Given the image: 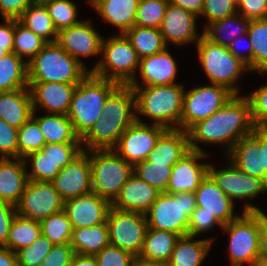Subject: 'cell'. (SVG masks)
<instances>
[{
  "label": "cell",
  "instance_id": "6da1fadb",
  "mask_svg": "<svg viewBox=\"0 0 267 266\" xmlns=\"http://www.w3.org/2000/svg\"><path fill=\"white\" fill-rule=\"evenodd\" d=\"M255 126L251 117V103L246 96L234 95L220 110L196 123L188 131L190 150L205 152L198 144H223L229 152ZM199 142V143H198Z\"/></svg>",
  "mask_w": 267,
  "mask_h": 266
},
{
  "label": "cell",
  "instance_id": "7a4b0ae2",
  "mask_svg": "<svg viewBox=\"0 0 267 266\" xmlns=\"http://www.w3.org/2000/svg\"><path fill=\"white\" fill-rule=\"evenodd\" d=\"M135 95L136 118L152 119L166 129H180L184 86L180 83L148 87H131Z\"/></svg>",
  "mask_w": 267,
  "mask_h": 266
},
{
  "label": "cell",
  "instance_id": "3957f363",
  "mask_svg": "<svg viewBox=\"0 0 267 266\" xmlns=\"http://www.w3.org/2000/svg\"><path fill=\"white\" fill-rule=\"evenodd\" d=\"M116 82L89 72L76 86L68 117L76 134L82 138L103 115L107 97L118 87Z\"/></svg>",
  "mask_w": 267,
  "mask_h": 266
},
{
  "label": "cell",
  "instance_id": "277c9868",
  "mask_svg": "<svg viewBox=\"0 0 267 266\" xmlns=\"http://www.w3.org/2000/svg\"><path fill=\"white\" fill-rule=\"evenodd\" d=\"M27 66L28 82L78 84L90 72L56 42L47 43Z\"/></svg>",
  "mask_w": 267,
  "mask_h": 266
},
{
  "label": "cell",
  "instance_id": "5b68a950",
  "mask_svg": "<svg viewBox=\"0 0 267 266\" xmlns=\"http://www.w3.org/2000/svg\"><path fill=\"white\" fill-rule=\"evenodd\" d=\"M101 59L90 70L95 76L129 85L137 77L140 58L124 33L102 41Z\"/></svg>",
  "mask_w": 267,
  "mask_h": 266
},
{
  "label": "cell",
  "instance_id": "8992f818",
  "mask_svg": "<svg viewBox=\"0 0 267 266\" xmlns=\"http://www.w3.org/2000/svg\"><path fill=\"white\" fill-rule=\"evenodd\" d=\"M221 229L229 235L228 254L231 266H257L259 260L260 228L258 207L245 203L243 213Z\"/></svg>",
  "mask_w": 267,
  "mask_h": 266
},
{
  "label": "cell",
  "instance_id": "52a82bcc",
  "mask_svg": "<svg viewBox=\"0 0 267 266\" xmlns=\"http://www.w3.org/2000/svg\"><path fill=\"white\" fill-rule=\"evenodd\" d=\"M195 209L194 192H162L145 214L147 225L153 230H165L180 237L186 236L189 219Z\"/></svg>",
  "mask_w": 267,
  "mask_h": 266
},
{
  "label": "cell",
  "instance_id": "ba28073f",
  "mask_svg": "<svg viewBox=\"0 0 267 266\" xmlns=\"http://www.w3.org/2000/svg\"><path fill=\"white\" fill-rule=\"evenodd\" d=\"M196 47L200 64L210 83L226 87L234 95H239L236 82L243 72H249L248 67L227 47L213 43L204 35L196 43Z\"/></svg>",
  "mask_w": 267,
  "mask_h": 266
},
{
  "label": "cell",
  "instance_id": "9c48e42d",
  "mask_svg": "<svg viewBox=\"0 0 267 266\" xmlns=\"http://www.w3.org/2000/svg\"><path fill=\"white\" fill-rule=\"evenodd\" d=\"M88 151L92 191L112 203L133 174V165L125 161L113 149Z\"/></svg>",
  "mask_w": 267,
  "mask_h": 266
},
{
  "label": "cell",
  "instance_id": "30bf717a",
  "mask_svg": "<svg viewBox=\"0 0 267 266\" xmlns=\"http://www.w3.org/2000/svg\"><path fill=\"white\" fill-rule=\"evenodd\" d=\"M233 96L229 89L215 84L184 91L180 129L187 132L193 125L220 110Z\"/></svg>",
  "mask_w": 267,
  "mask_h": 266
},
{
  "label": "cell",
  "instance_id": "8fae6325",
  "mask_svg": "<svg viewBox=\"0 0 267 266\" xmlns=\"http://www.w3.org/2000/svg\"><path fill=\"white\" fill-rule=\"evenodd\" d=\"M106 224L110 244L138 257L148 228L145 214L110 206Z\"/></svg>",
  "mask_w": 267,
  "mask_h": 266
},
{
  "label": "cell",
  "instance_id": "7c38bea8",
  "mask_svg": "<svg viewBox=\"0 0 267 266\" xmlns=\"http://www.w3.org/2000/svg\"><path fill=\"white\" fill-rule=\"evenodd\" d=\"M64 203L51 182L28 180L15 208L16 214L22 217L41 221L64 210Z\"/></svg>",
  "mask_w": 267,
  "mask_h": 266
},
{
  "label": "cell",
  "instance_id": "4fadbf2b",
  "mask_svg": "<svg viewBox=\"0 0 267 266\" xmlns=\"http://www.w3.org/2000/svg\"><path fill=\"white\" fill-rule=\"evenodd\" d=\"M166 128L151 125L140 117L131 124L120 136L119 142L113 150L125 161L133 166L148 158L149 153L155 147L159 136Z\"/></svg>",
  "mask_w": 267,
  "mask_h": 266
},
{
  "label": "cell",
  "instance_id": "5bb4252c",
  "mask_svg": "<svg viewBox=\"0 0 267 266\" xmlns=\"http://www.w3.org/2000/svg\"><path fill=\"white\" fill-rule=\"evenodd\" d=\"M227 162L230 166L219 170L209 163L208 175L233 202L236 199L253 200L258 195L267 192L263 180L244 173L228 159Z\"/></svg>",
  "mask_w": 267,
  "mask_h": 266
},
{
  "label": "cell",
  "instance_id": "9a60e30c",
  "mask_svg": "<svg viewBox=\"0 0 267 266\" xmlns=\"http://www.w3.org/2000/svg\"><path fill=\"white\" fill-rule=\"evenodd\" d=\"M103 37L97 32L90 20L63 28L58 31L56 43L83 66L80 57L101 54Z\"/></svg>",
  "mask_w": 267,
  "mask_h": 266
},
{
  "label": "cell",
  "instance_id": "2e32d148",
  "mask_svg": "<svg viewBox=\"0 0 267 266\" xmlns=\"http://www.w3.org/2000/svg\"><path fill=\"white\" fill-rule=\"evenodd\" d=\"M51 183L64 200L90 193L92 176L89 152L82 150L60 170Z\"/></svg>",
  "mask_w": 267,
  "mask_h": 266
},
{
  "label": "cell",
  "instance_id": "e0dca14e",
  "mask_svg": "<svg viewBox=\"0 0 267 266\" xmlns=\"http://www.w3.org/2000/svg\"><path fill=\"white\" fill-rule=\"evenodd\" d=\"M206 152L190 150L172 166L166 193L195 192L208 174L209 163H201Z\"/></svg>",
  "mask_w": 267,
  "mask_h": 266
},
{
  "label": "cell",
  "instance_id": "ac0fdd59",
  "mask_svg": "<svg viewBox=\"0 0 267 266\" xmlns=\"http://www.w3.org/2000/svg\"><path fill=\"white\" fill-rule=\"evenodd\" d=\"M197 18L198 16L192 12L169 2L159 26L166 45L172 43V45L182 46L193 41L196 44L203 35V33H197Z\"/></svg>",
  "mask_w": 267,
  "mask_h": 266
},
{
  "label": "cell",
  "instance_id": "d6986e66",
  "mask_svg": "<svg viewBox=\"0 0 267 266\" xmlns=\"http://www.w3.org/2000/svg\"><path fill=\"white\" fill-rule=\"evenodd\" d=\"M111 203L91 191L65 200L64 211L72 228L91 227L106 222Z\"/></svg>",
  "mask_w": 267,
  "mask_h": 266
},
{
  "label": "cell",
  "instance_id": "ffe728a7",
  "mask_svg": "<svg viewBox=\"0 0 267 266\" xmlns=\"http://www.w3.org/2000/svg\"><path fill=\"white\" fill-rule=\"evenodd\" d=\"M76 86L59 82H28L33 111L40 107L46 109V113L67 115Z\"/></svg>",
  "mask_w": 267,
  "mask_h": 266
},
{
  "label": "cell",
  "instance_id": "44dd1931",
  "mask_svg": "<svg viewBox=\"0 0 267 266\" xmlns=\"http://www.w3.org/2000/svg\"><path fill=\"white\" fill-rule=\"evenodd\" d=\"M226 157L239 170L264 181L266 170L262 159L261 127H255L250 135L241 138Z\"/></svg>",
  "mask_w": 267,
  "mask_h": 266
},
{
  "label": "cell",
  "instance_id": "7402d4cb",
  "mask_svg": "<svg viewBox=\"0 0 267 266\" xmlns=\"http://www.w3.org/2000/svg\"><path fill=\"white\" fill-rule=\"evenodd\" d=\"M167 49L165 48L157 54L141 58L138 67L140 75L138 76L141 77L143 83L139 84L138 79L134 78L129 86L141 87L145 85L144 87H148L176 84L177 61Z\"/></svg>",
  "mask_w": 267,
  "mask_h": 266
},
{
  "label": "cell",
  "instance_id": "603a6c76",
  "mask_svg": "<svg viewBox=\"0 0 267 266\" xmlns=\"http://www.w3.org/2000/svg\"><path fill=\"white\" fill-rule=\"evenodd\" d=\"M194 194L196 206L202 207L203 211L209 214H213L222 226L239 217V214H234L235 203L224 194L208 174Z\"/></svg>",
  "mask_w": 267,
  "mask_h": 266
},
{
  "label": "cell",
  "instance_id": "cb8c5ba5",
  "mask_svg": "<svg viewBox=\"0 0 267 266\" xmlns=\"http://www.w3.org/2000/svg\"><path fill=\"white\" fill-rule=\"evenodd\" d=\"M160 193L146 181L132 174L111 206L124 211L146 214Z\"/></svg>",
  "mask_w": 267,
  "mask_h": 266
},
{
  "label": "cell",
  "instance_id": "d4e9b609",
  "mask_svg": "<svg viewBox=\"0 0 267 266\" xmlns=\"http://www.w3.org/2000/svg\"><path fill=\"white\" fill-rule=\"evenodd\" d=\"M26 168L23 158H0V200L19 202L28 182Z\"/></svg>",
  "mask_w": 267,
  "mask_h": 266
},
{
  "label": "cell",
  "instance_id": "484cf974",
  "mask_svg": "<svg viewBox=\"0 0 267 266\" xmlns=\"http://www.w3.org/2000/svg\"><path fill=\"white\" fill-rule=\"evenodd\" d=\"M190 151L188 133L182 129H166L147 158L151 163L173 166Z\"/></svg>",
  "mask_w": 267,
  "mask_h": 266
},
{
  "label": "cell",
  "instance_id": "4316f807",
  "mask_svg": "<svg viewBox=\"0 0 267 266\" xmlns=\"http://www.w3.org/2000/svg\"><path fill=\"white\" fill-rule=\"evenodd\" d=\"M89 4L120 33H125L135 25L139 0H91Z\"/></svg>",
  "mask_w": 267,
  "mask_h": 266
},
{
  "label": "cell",
  "instance_id": "83f0119b",
  "mask_svg": "<svg viewBox=\"0 0 267 266\" xmlns=\"http://www.w3.org/2000/svg\"><path fill=\"white\" fill-rule=\"evenodd\" d=\"M33 113L29 88L0 92V119L19 129Z\"/></svg>",
  "mask_w": 267,
  "mask_h": 266
},
{
  "label": "cell",
  "instance_id": "f1b7e54d",
  "mask_svg": "<svg viewBox=\"0 0 267 266\" xmlns=\"http://www.w3.org/2000/svg\"><path fill=\"white\" fill-rule=\"evenodd\" d=\"M134 122H112L102 116L81 138L82 150L113 149L120 136Z\"/></svg>",
  "mask_w": 267,
  "mask_h": 266
},
{
  "label": "cell",
  "instance_id": "f546056e",
  "mask_svg": "<svg viewBox=\"0 0 267 266\" xmlns=\"http://www.w3.org/2000/svg\"><path fill=\"white\" fill-rule=\"evenodd\" d=\"M32 117L38 122L45 144L52 143H81V138L76 134L68 115L47 113L44 116Z\"/></svg>",
  "mask_w": 267,
  "mask_h": 266
},
{
  "label": "cell",
  "instance_id": "4dcf8cb0",
  "mask_svg": "<svg viewBox=\"0 0 267 266\" xmlns=\"http://www.w3.org/2000/svg\"><path fill=\"white\" fill-rule=\"evenodd\" d=\"M102 117L112 122H135L136 108L133 88L129 85H119L107 97Z\"/></svg>",
  "mask_w": 267,
  "mask_h": 266
},
{
  "label": "cell",
  "instance_id": "1f68e13d",
  "mask_svg": "<svg viewBox=\"0 0 267 266\" xmlns=\"http://www.w3.org/2000/svg\"><path fill=\"white\" fill-rule=\"evenodd\" d=\"M194 236H182L175 244L168 266H201L213 242L211 239L196 240Z\"/></svg>",
  "mask_w": 267,
  "mask_h": 266
},
{
  "label": "cell",
  "instance_id": "d6a6232c",
  "mask_svg": "<svg viewBox=\"0 0 267 266\" xmlns=\"http://www.w3.org/2000/svg\"><path fill=\"white\" fill-rule=\"evenodd\" d=\"M180 236L165 230L147 228L140 259L168 263L174 250L176 241Z\"/></svg>",
  "mask_w": 267,
  "mask_h": 266
},
{
  "label": "cell",
  "instance_id": "836d02e7",
  "mask_svg": "<svg viewBox=\"0 0 267 266\" xmlns=\"http://www.w3.org/2000/svg\"><path fill=\"white\" fill-rule=\"evenodd\" d=\"M249 24L250 19L235 13L227 18L210 23L203 28L202 33L213 43L228 48L235 38L240 35H247Z\"/></svg>",
  "mask_w": 267,
  "mask_h": 266
},
{
  "label": "cell",
  "instance_id": "e575fe53",
  "mask_svg": "<svg viewBox=\"0 0 267 266\" xmlns=\"http://www.w3.org/2000/svg\"><path fill=\"white\" fill-rule=\"evenodd\" d=\"M109 244L106 222L91 227L73 228L70 245L75 254L95 256Z\"/></svg>",
  "mask_w": 267,
  "mask_h": 266
},
{
  "label": "cell",
  "instance_id": "d590c367",
  "mask_svg": "<svg viewBox=\"0 0 267 266\" xmlns=\"http://www.w3.org/2000/svg\"><path fill=\"white\" fill-rule=\"evenodd\" d=\"M21 88H29L27 62L9 52L0 58V92Z\"/></svg>",
  "mask_w": 267,
  "mask_h": 266
},
{
  "label": "cell",
  "instance_id": "8d00e7d4",
  "mask_svg": "<svg viewBox=\"0 0 267 266\" xmlns=\"http://www.w3.org/2000/svg\"><path fill=\"white\" fill-rule=\"evenodd\" d=\"M18 20L47 43L56 42L58 31L41 0H35Z\"/></svg>",
  "mask_w": 267,
  "mask_h": 266
},
{
  "label": "cell",
  "instance_id": "74e56055",
  "mask_svg": "<svg viewBox=\"0 0 267 266\" xmlns=\"http://www.w3.org/2000/svg\"><path fill=\"white\" fill-rule=\"evenodd\" d=\"M124 34L130 40L140 59L157 54L167 48L163 35L157 28L134 25Z\"/></svg>",
  "mask_w": 267,
  "mask_h": 266
},
{
  "label": "cell",
  "instance_id": "f35d334b",
  "mask_svg": "<svg viewBox=\"0 0 267 266\" xmlns=\"http://www.w3.org/2000/svg\"><path fill=\"white\" fill-rule=\"evenodd\" d=\"M41 234L40 221L16 214L10 226L6 247L16 253L30 246Z\"/></svg>",
  "mask_w": 267,
  "mask_h": 266
},
{
  "label": "cell",
  "instance_id": "ab89813d",
  "mask_svg": "<svg viewBox=\"0 0 267 266\" xmlns=\"http://www.w3.org/2000/svg\"><path fill=\"white\" fill-rule=\"evenodd\" d=\"M247 34L252 44V72H266L267 18L251 19Z\"/></svg>",
  "mask_w": 267,
  "mask_h": 266
},
{
  "label": "cell",
  "instance_id": "60d3db41",
  "mask_svg": "<svg viewBox=\"0 0 267 266\" xmlns=\"http://www.w3.org/2000/svg\"><path fill=\"white\" fill-rule=\"evenodd\" d=\"M47 44L45 40L14 19L13 52L20 58L27 57L29 63Z\"/></svg>",
  "mask_w": 267,
  "mask_h": 266
},
{
  "label": "cell",
  "instance_id": "b9f144b4",
  "mask_svg": "<svg viewBox=\"0 0 267 266\" xmlns=\"http://www.w3.org/2000/svg\"><path fill=\"white\" fill-rule=\"evenodd\" d=\"M42 235L53 245L70 243L73 228L64 210L40 221Z\"/></svg>",
  "mask_w": 267,
  "mask_h": 266
},
{
  "label": "cell",
  "instance_id": "7bdbcfd3",
  "mask_svg": "<svg viewBox=\"0 0 267 266\" xmlns=\"http://www.w3.org/2000/svg\"><path fill=\"white\" fill-rule=\"evenodd\" d=\"M172 166L167 164L151 163L147 159L133 166V174L159 192H166L171 176Z\"/></svg>",
  "mask_w": 267,
  "mask_h": 266
},
{
  "label": "cell",
  "instance_id": "ee69618b",
  "mask_svg": "<svg viewBox=\"0 0 267 266\" xmlns=\"http://www.w3.org/2000/svg\"><path fill=\"white\" fill-rule=\"evenodd\" d=\"M57 31L80 23L76 4L71 0H41Z\"/></svg>",
  "mask_w": 267,
  "mask_h": 266
},
{
  "label": "cell",
  "instance_id": "f6af8a7d",
  "mask_svg": "<svg viewBox=\"0 0 267 266\" xmlns=\"http://www.w3.org/2000/svg\"><path fill=\"white\" fill-rule=\"evenodd\" d=\"M17 140L18 158H24L32 152L41 150L45 145L39 124L32 116L18 129Z\"/></svg>",
  "mask_w": 267,
  "mask_h": 266
},
{
  "label": "cell",
  "instance_id": "bcb514c9",
  "mask_svg": "<svg viewBox=\"0 0 267 266\" xmlns=\"http://www.w3.org/2000/svg\"><path fill=\"white\" fill-rule=\"evenodd\" d=\"M27 163L31 159V171H27L28 180L51 182L60 172V168L41 150L32 152L23 158Z\"/></svg>",
  "mask_w": 267,
  "mask_h": 266
},
{
  "label": "cell",
  "instance_id": "7dc6e473",
  "mask_svg": "<svg viewBox=\"0 0 267 266\" xmlns=\"http://www.w3.org/2000/svg\"><path fill=\"white\" fill-rule=\"evenodd\" d=\"M168 4L169 0H139L135 25L159 29Z\"/></svg>",
  "mask_w": 267,
  "mask_h": 266
},
{
  "label": "cell",
  "instance_id": "c3c4849f",
  "mask_svg": "<svg viewBox=\"0 0 267 266\" xmlns=\"http://www.w3.org/2000/svg\"><path fill=\"white\" fill-rule=\"evenodd\" d=\"M54 245L42 234L28 247L16 252L18 266H39Z\"/></svg>",
  "mask_w": 267,
  "mask_h": 266
},
{
  "label": "cell",
  "instance_id": "681fc988",
  "mask_svg": "<svg viewBox=\"0 0 267 266\" xmlns=\"http://www.w3.org/2000/svg\"><path fill=\"white\" fill-rule=\"evenodd\" d=\"M41 151L62 169L82 151V146L81 143H52L45 144Z\"/></svg>",
  "mask_w": 267,
  "mask_h": 266
},
{
  "label": "cell",
  "instance_id": "f907efd6",
  "mask_svg": "<svg viewBox=\"0 0 267 266\" xmlns=\"http://www.w3.org/2000/svg\"><path fill=\"white\" fill-rule=\"evenodd\" d=\"M237 13V0H204V6L201 16L207 20V25L210 23L227 18Z\"/></svg>",
  "mask_w": 267,
  "mask_h": 266
},
{
  "label": "cell",
  "instance_id": "816d5d0a",
  "mask_svg": "<svg viewBox=\"0 0 267 266\" xmlns=\"http://www.w3.org/2000/svg\"><path fill=\"white\" fill-rule=\"evenodd\" d=\"M251 103V117L255 127H267V84L246 96Z\"/></svg>",
  "mask_w": 267,
  "mask_h": 266
},
{
  "label": "cell",
  "instance_id": "f5cc1de1",
  "mask_svg": "<svg viewBox=\"0 0 267 266\" xmlns=\"http://www.w3.org/2000/svg\"><path fill=\"white\" fill-rule=\"evenodd\" d=\"M98 266H132L135 256L128 251L109 244L95 255Z\"/></svg>",
  "mask_w": 267,
  "mask_h": 266
},
{
  "label": "cell",
  "instance_id": "db71d44e",
  "mask_svg": "<svg viewBox=\"0 0 267 266\" xmlns=\"http://www.w3.org/2000/svg\"><path fill=\"white\" fill-rule=\"evenodd\" d=\"M18 129L0 119V158H18Z\"/></svg>",
  "mask_w": 267,
  "mask_h": 266
},
{
  "label": "cell",
  "instance_id": "11a10c76",
  "mask_svg": "<svg viewBox=\"0 0 267 266\" xmlns=\"http://www.w3.org/2000/svg\"><path fill=\"white\" fill-rule=\"evenodd\" d=\"M223 227L222 224L214 217L213 214L203 211L202 207L196 206L189 219L187 235L196 237L200 233H204L213 229L215 226Z\"/></svg>",
  "mask_w": 267,
  "mask_h": 266
},
{
  "label": "cell",
  "instance_id": "9f6ffc18",
  "mask_svg": "<svg viewBox=\"0 0 267 266\" xmlns=\"http://www.w3.org/2000/svg\"><path fill=\"white\" fill-rule=\"evenodd\" d=\"M74 255L75 252L70 243L54 245L39 266H70Z\"/></svg>",
  "mask_w": 267,
  "mask_h": 266
},
{
  "label": "cell",
  "instance_id": "6f0895ef",
  "mask_svg": "<svg viewBox=\"0 0 267 266\" xmlns=\"http://www.w3.org/2000/svg\"><path fill=\"white\" fill-rule=\"evenodd\" d=\"M237 13L248 19L267 18V0H237Z\"/></svg>",
  "mask_w": 267,
  "mask_h": 266
},
{
  "label": "cell",
  "instance_id": "680465c9",
  "mask_svg": "<svg viewBox=\"0 0 267 266\" xmlns=\"http://www.w3.org/2000/svg\"><path fill=\"white\" fill-rule=\"evenodd\" d=\"M16 215L13 204L0 200V247H6L11 223Z\"/></svg>",
  "mask_w": 267,
  "mask_h": 266
},
{
  "label": "cell",
  "instance_id": "91938a15",
  "mask_svg": "<svg viewBox=\"0 0 267 266\" xmlns=\"http://www.w3.org/2000/svg\"><path fill=\"white\" fill-rule=\"evenodd\" d=\"M35 0H0L2 18L19 19Z\"/></svg>",
  "mask_w": 267,
  "mask_h": 266
},
{
  "label": "cell",
  "instance_id": "94428289",
  "mask_svg": "<svg viewBox=\"0 0 267 266\" xmlns=\"http://www.w3.org/2000/svg\"><path fill=\"white\" fill-rule=\"evenodd\" d=\"M248 40V46H246V53H242L240 52L241 50L238 48H241V46H239L240 42H244L243 40H240L242 37H244L243 35L238 36L237 38H235L231 44L228 46V50L237 58L239 59L241 62H243L249 69L250 72H252V44L250 41V38L248 36V34L246 35ZM240 50V51H239ZM244 52V51H243Z\"/></svg>",
  "mask_w": 267,
  "mask_h": 266
},
{
  "label": "cell",
  "instance_id": "6125c7cd",
  "mask_svg": "<svg viewBox=\"0 0 267 266\" xmlns=\"http://www.w3.org/2000/svg\"><path fill=\"white\" fill-rule=\"evenodd\" d=\"M0 24V46H5L7 53L13 52L14 19H3Z\"/></svg>",
  "mask_w": 267,
  "mask_h": 266
},
{
  "label": "cell",
  "instance_id": "be15d7a7",
  "mask_svg": "<svg viewBox=\"0 0 267 266\" xmlns=\"http://www.w3.org/2000/svg\"><path fill=\"white\" fill-rule=\"evenodd\" d=\"M258 224L260 228L259 258H267V215L259 208Z\"/></svg>",
  "mask_w": 267,
  "mask_h": 266
},
{
  "label": "cell",
  "instance_id": "e7e4bbea",
  "mask_svg": "<svg viewBox=\"0 0 267 266\" xmlns=\"http://www.w3.org/2000/svg\"><path fill=\"white\" fill-rule=\"evenodd\" d=\"M171 4L179 6L196 16H201L204 0H169Z\"/></svg>",
  "mask_w": 267,
  "mask_h": 266
},
{
  "label": "cell",
  "instance_id": "03108f58",
  "mask_svg": "<svg viewBox=\"0 0 267 266\" xmlns=\"http://www.w3.org/2000/svg\"><path fill=\"white\" fill-rule=\"evenodd\" d=\"M0 266H18L17 254L7 247H0Z\"/></svg>",
  "mask_w": 267,
  "mask_h": 266
},
{
  "label": "cell",
  "instance_id": "003e7915",
  "mask_svg": "<svg viewBox=\"0 0 267 266\" xmlns=\"http://www.w3.org/2000/svg\"><path fill=\"white\" fill-rule=\"evenodd\" d=\"M70 266H98L95 256L75 254Z\"/></svg>",
  "mask_w": 267,
  "mask_h": 266
},
{
  "label": "cell",
  "instance_id": "a7ac6f4b",
  "mask_svg": "<svg viewBox=\"0 0 267 266\" xmlns=\"http://www.w3.org/2000/svg\"><path fill=\"white\" fill-rule=\"evenodd\" d=\"M261 150L263 166L267 171V127H261Z\"/></svg>",
  "mask_w": 267,
  "mask_h": 266
},
{
  "label": "cell",
  "instance_id": "89a4df30",
  "mask_svg": "<svg viewBox=\"0 0 267 266\" xmlns=\"http://www.w3.org/2000/svg\"><path fill=\"white\" fill-rule=\"evenodd\" d=\"M132 266H168V264L164 262L147 261L136 257Z\"/></svg>",
  "mask_w": 267,
  "mask_h": 266
},
{
  "label": "cell",
  "instance_id": "2644e50d",
  "mask_svg": "<svg viewBox=\"0 0 267 266\" xmlns=\"http://www.w3.org/2000/svg\"><path fill=\"white\" fill-rule=\"evenodd\" d=\"M257 266H267V258H259Z\"/></svg>",
  "mask_w": 267,
  "mask_h": 266
},
{
  "label": "cell",
  "instance_id": "8c879c8a",
  "mask_svg": "<svg viewBox=\"0 0 267 266\" xmlns=\"http://www.w3.org/2000/svg\"><path fill=\"white\" fill-rule=\"evenodd\" d=\"M5 54H7V52L5 51V46H0V58Z\"/></svg>",
  "mask_w": 267,
  "mask_h": 266
},
{
  "label": "cell",
  "instance_id": "753ad0ef",
  "mask_svg": "<svg viewBox=\"0 0 267 266\" xmlns=\"http://www.w3.org/2000/svg\"><path fill=\"white\" fill-rule=\"evenodd\" d=\"M264 185H265V187L267 189V171H266V175H265V179H264Z\"/></svg>",
  "mask_w": 267,
  "mask_h": 266
},
{
  "label": "cell",
  "instance_id": "34e18365",
  "mask_svg": "<svg viewBox=\"0 0 267 266\" xmlns=\"http://www.w3.org/2000/svg\"><path fill=\"white\" fill-rule=\"evenodd\" d=\"M260 74H264L265 75V73L267 74V71L266 72H259Z\"/></svg>",
  "mask_w": 267,
  "mask_h": 266
}]
</instances>
